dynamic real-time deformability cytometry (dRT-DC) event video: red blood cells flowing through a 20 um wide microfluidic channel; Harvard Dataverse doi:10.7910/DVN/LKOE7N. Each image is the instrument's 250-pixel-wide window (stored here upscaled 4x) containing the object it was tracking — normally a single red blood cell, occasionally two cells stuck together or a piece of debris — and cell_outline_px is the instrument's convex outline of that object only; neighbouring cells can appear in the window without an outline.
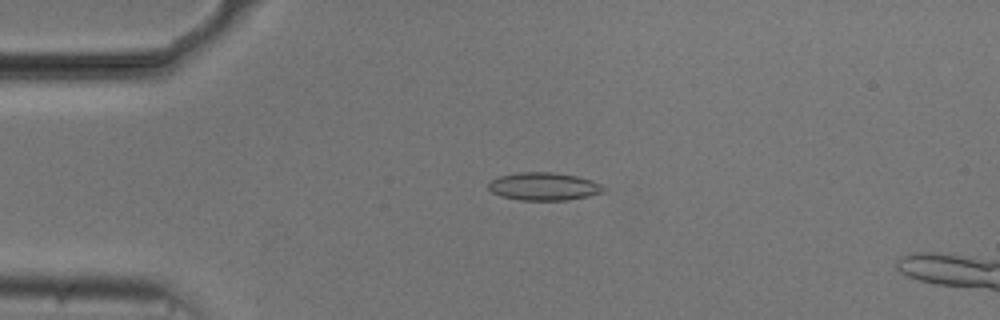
{"species": "common noctule bat (a hibernating species)", "species_latin": "Nyctalus noctula", "temperature_condition": "cold", "stored_images_in_passage": 55, "camera_frame_rate_fps": 3000, "um_per_image_px": 0.085, "animal": {"sex": "male", "body_mass_g": 20.5, "forearm_length_mm": 52.5}, "frame": {"image": 1, "passage_image": 13, "time_ms": 4.0, "image_size_px": [1000, 320], "cell_outline_px": [[608, 188], [604, 192], [588, 196], [568, 200], [520, 200], [500, 196], [492, 192], [488, 188], [488, 184], [492, 180], [500, 176], [520, 172], [556, 172], [576, 176], [592, 180]], "centroid_in_image_um": [46.26, 15.85], "position_along_channel_um": 38.7, "area_um2": 18.79}}
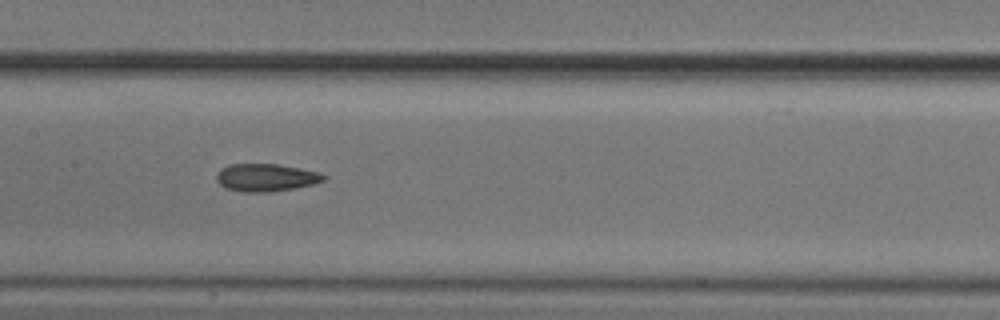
{"frame": {"image": 2, "passage_image": 27, "time_ms": 8.667, "image_size_px": [1000, 320], "cell_outline_px": [[328, 176], [324, 180], [312, 184], [296, 188], [268, 192], [244, 192], [224, 188], [216, 180], [216, 172], [220, 168], [228, 164], [276, 164], [300, 168], [316, 172]], "centroid_in_image_um": [22.55, 15.09], "position_along_channel_um": 184.8, "area_um2": 17.34}}
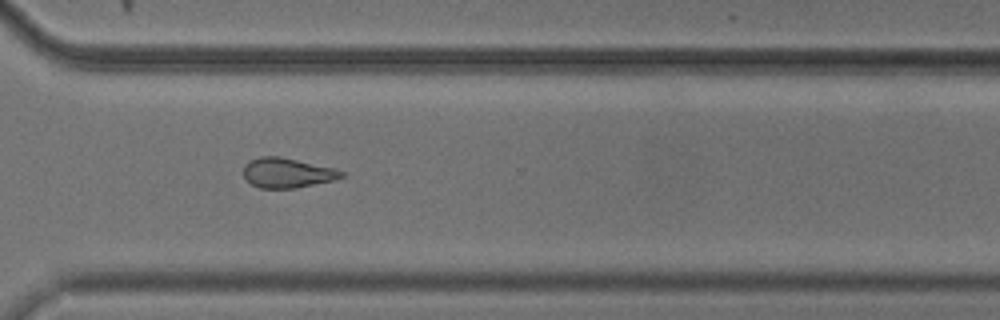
{"frame": {"image": 3, "passage_image": 40, "time_ms": 13.0, "image_size_px": [1000, 320], "cell_outline_px": [[344, 176], [336, 180], [292, 188], [260, 188], [252, 184], [244, 176], [244, 164], [248, 160], [260, 156], [280, 156], [336, 168], [344, 172]], "centroid_in_image_um": [24.42, 14.67], "position_along_channel_um": 346.2, "area_um2": 17.11}}